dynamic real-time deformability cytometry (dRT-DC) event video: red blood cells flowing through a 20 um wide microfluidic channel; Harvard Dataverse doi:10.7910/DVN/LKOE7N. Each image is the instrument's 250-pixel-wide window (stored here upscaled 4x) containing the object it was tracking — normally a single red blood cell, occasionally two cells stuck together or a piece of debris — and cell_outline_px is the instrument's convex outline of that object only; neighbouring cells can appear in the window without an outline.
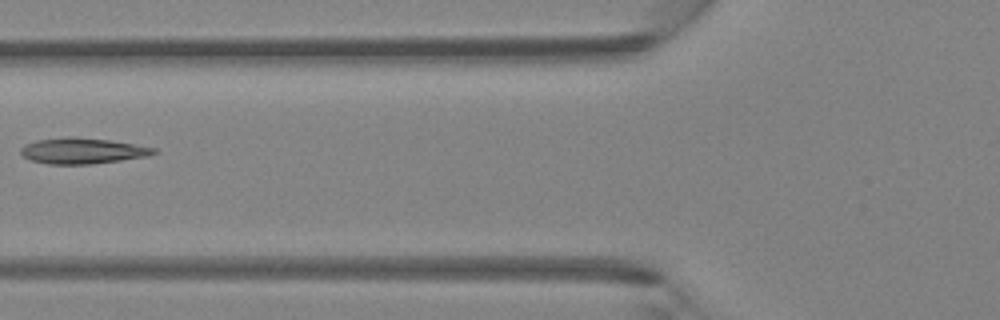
{"species": "Egyptian fruit bat (a non-hibernating species)", "species_latin": "Rousettus aegyptiacus", "temperature_condition": "room temperature", "stored_images_in_passage": 5, "camera_frame_rate_fps": 3000, "um_per_image_px": 0.085, "animal": {"sex": "female"}, "frame": {"image": 1, "passage_image": 5, "time_ms": 1.333, "image_size_px": [1000, 320], "cell_outline_px": [[156, 152], [148, 156], [120, 160], [88, 164], [48, 164], [28, 160], [20, 152], [20, 148], [24, 144], [36, 140], [68, 136], [72, 136], [108, 140], [156, 148]], "centroid_in_image_um": [6.93, 12.81], "position_along_channel_um": 118.9, "area_um2": 19.94}}